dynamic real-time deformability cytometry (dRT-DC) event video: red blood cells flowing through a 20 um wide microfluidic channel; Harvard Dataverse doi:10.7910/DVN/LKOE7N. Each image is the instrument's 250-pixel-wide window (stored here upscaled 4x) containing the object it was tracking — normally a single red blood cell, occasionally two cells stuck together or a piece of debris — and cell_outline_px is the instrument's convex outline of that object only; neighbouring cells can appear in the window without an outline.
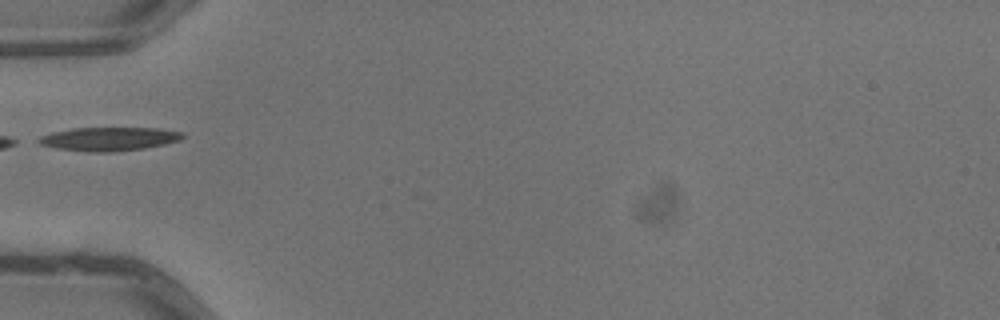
{"species": "common noctule bat (a hibernating species)", "species_latin": "Nyctalus noctula", "temperature_condition": "warm", "stored_images_in_passage": 5, "segment_of_instrument_passage": [2, 2], "camera_frame_rate_fps": 3000, "um_per_image_px": 0.085, "animal": {"sex": "male", "body_mass_g": 13.3}, "frame": {"image": 1, "passage_image": 4, "time_ms": 1.0, "image_size_px": [1000, 320], "cell_outline_px": [[184, 136], [180, 140], [164, 144], [144, 148], [112, 152], [88, 152], [56, 148], [40, 144], [32, 140], [40, 136], [52, 132], [72, 128], [160, 128], [184, 132]], "centroid_in_image_um": [9.23, 11.81], "position_along_channel_um": 75.8, "area_um2": 20.0}}
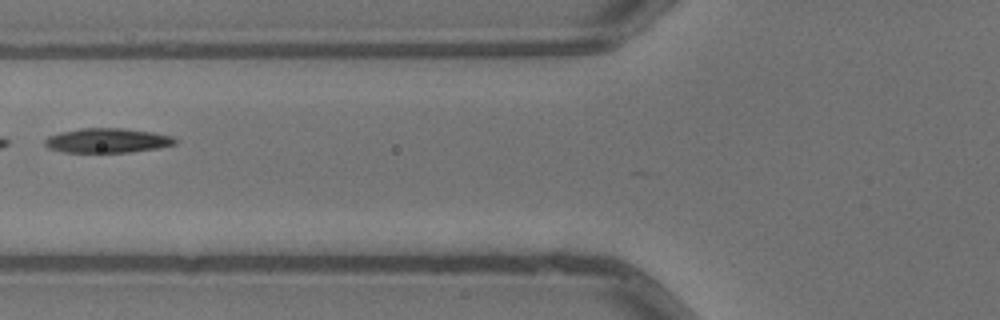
{"frame": {"image": 2, "passage_image": 5, "time_ms": 1.333, "image_size_px": [1000, 320], "cell_outline_px": [[176, 144], [160, 148], [128, 152], [64, 152], [48, 148], [44, 144], [44, 140], [48, 136], [60, 132], [80, 128], [120, 128], [152, 132], [172, 136], [176, 140]], "centroid_in_image_um": [9.11, 11.94], "position_along_channel_um": 116.7, "area_um2": 18.61}}